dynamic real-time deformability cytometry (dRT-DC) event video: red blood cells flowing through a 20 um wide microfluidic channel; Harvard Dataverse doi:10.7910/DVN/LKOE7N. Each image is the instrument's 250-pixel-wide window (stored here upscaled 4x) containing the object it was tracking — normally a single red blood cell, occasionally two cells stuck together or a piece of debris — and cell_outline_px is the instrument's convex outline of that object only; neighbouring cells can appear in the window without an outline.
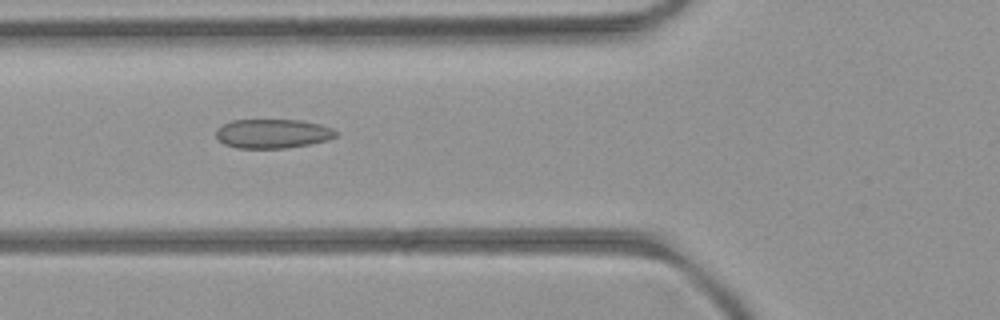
{"species": "common noctule bat (a hibernating species)", "species_latin": "Nyctalus noctula", "temperature_condition": "room temperature", "stored_images_in_passage": 38, "camera_frame_rate_fps": 3000, "um_per_image_px": 0.085, "animal": {"sex": "female", "body_mass_g": 21.9}, "frame": {"image": 1, "passage_image": 5, "time_ms": 1.333, "image_size_px": [1000, 320], "cell_outline_px": [[336, 136], [328, 140], [288, 148], [236, 148], [224, 144], [216, 136], [216, 132], [224, 124], [232, 120], [300, 120], [320, 124], [332, 128], [336, 132]], "centroid_in_image_um": [23.19, 11.36], "position_along_channel_um": 102.6, "area_um2": 20.23}}
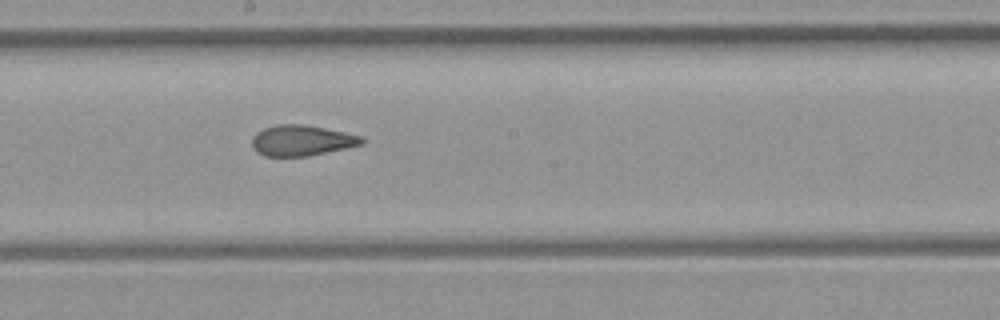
{"frame": {"image": 2, "passage_image": 14, "time_ms": 4.333, "image_size_px": [1000, 320], "cell_outline_px": [[364, 144], [308, 156], [264, 156], [256, 152], [252, 148], [252, 136], [256, 132], [264, 128], [276, 124], [304, 124], [364, 136]], "centroid_in_image_um": [25.62, 11.94], "position_along_channel_um": 222.6, "area_um2": 19.77}}
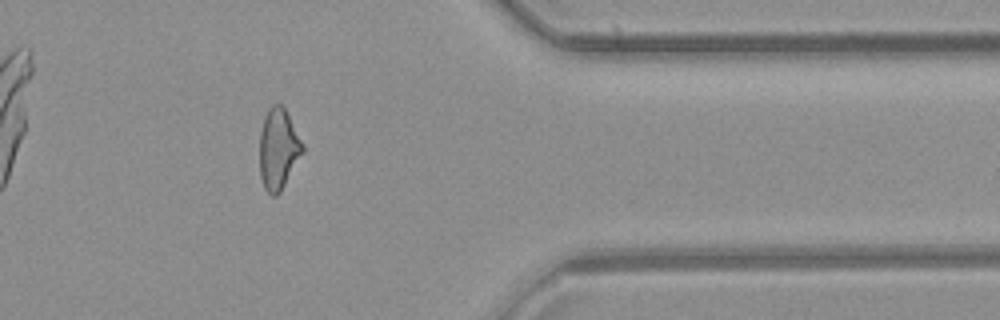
{"frame": {"image": 3, "passage_image": 28, "time_ms": 9.0, "image_size_px": [1000, 320], "cell_outline_px": [[304, 152], [280, 192], [276, 196], [272, 196], [264, 188], [260, 176], [260, 132], [264, 116], [268, 108], [272, 104], [280, 104], [284, 108], [304, 144]], "centroid_in_image_um": [23.66, 12.67], "position_along_channel_um": 387.7, "area_um2": 20.29}, "authors_computed_cell_mechanics": {"area_um2": 20.23, "velocity_mm_per_s": 3.9738, "shape_relaxation_time_tau1_ms": null, "shape_relaxation_time_tau2_ms": 1.9889, "deformation_change_tau1": null, "deformation_change_tau2": 0.0958}}